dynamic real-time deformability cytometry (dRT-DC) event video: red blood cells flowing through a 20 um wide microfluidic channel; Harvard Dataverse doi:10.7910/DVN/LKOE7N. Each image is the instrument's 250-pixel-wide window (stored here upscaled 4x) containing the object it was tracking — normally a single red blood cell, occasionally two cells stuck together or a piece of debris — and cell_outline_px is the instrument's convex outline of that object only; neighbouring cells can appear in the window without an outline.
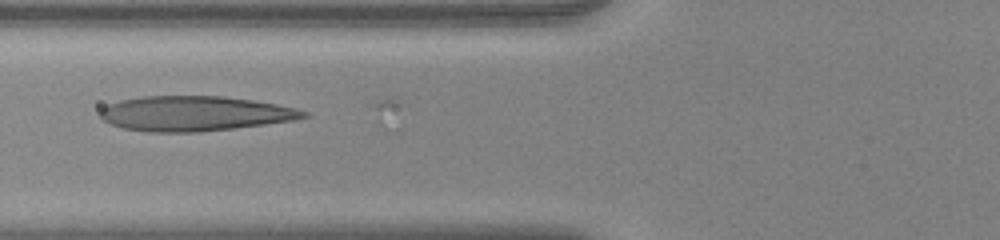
{"species": "human", "species_latin": "Homo sapiens", "temperature_condition": "warm", "stored_images_in_passage": 4, "camera_frame_rate_fps": 3000, "um_per_image_px": 0.085, "donor": {"sex": "female"}, "frame": {"image": 1, "passage_image": 3, "time_ms": 0.667, "image_size_px": [1000, 240], "cell_outline_px": [[312, 116], [292, 120], [264, 124], [232, 128], [196, 132], [148, 132], [124, 128], [112, 124], [104, 120], [100, 116], [100, 108], [108, 104], [120, 100], [144, 96], [220, 96], [252, 100], [276, 104], [308, 112]], "centroid_in_image_um": [16.51, 9.65], "position_along_channel_um": 109.3, "area_um2": 41.1}}